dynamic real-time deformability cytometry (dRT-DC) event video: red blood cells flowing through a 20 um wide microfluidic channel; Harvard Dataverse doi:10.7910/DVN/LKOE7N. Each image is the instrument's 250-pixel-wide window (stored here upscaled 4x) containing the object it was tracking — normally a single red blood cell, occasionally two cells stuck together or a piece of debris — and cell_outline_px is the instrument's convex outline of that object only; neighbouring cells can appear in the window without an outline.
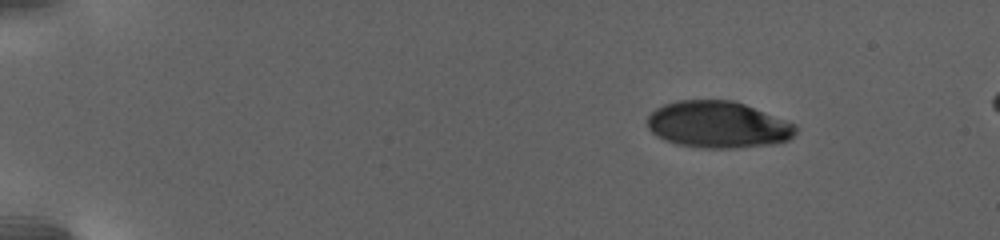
{"species": "human", "species_latin": "Homo sapiens", "temperature_condition": "warm", "stored_images_in_passage": 63, "camera_frame_rate_fps": 3000, "um_per_image_px": 0.085, "donor": {"sex": "female"}, "frame": {"image": 1, "passage_image": 1, "time_ms": 0.0, "image_size_px": [1000, 240], "cell_outline_px": [[796, 132], [788, 140], [772, 144], [736, 148], [696, 148], [676, 144], [664, 140], [656, 136], [648, 128], [648, 116], [656, 108], [664, 104], [676, 100], [732, 100], [744, 104], [796, 124]], "centroid_in_image_um": [61.0, 10.6], "position_along_channel_um": 24.0, "area_um2": 40.46}}
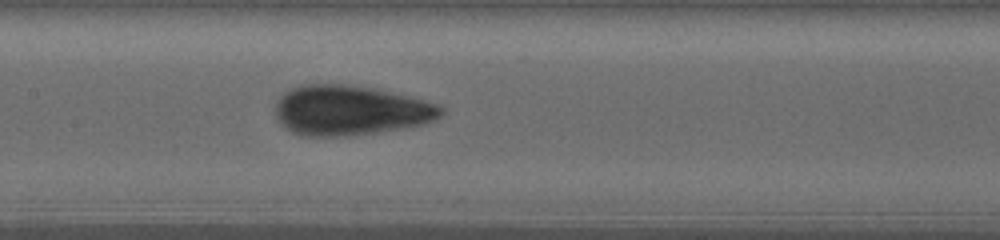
{"frame": {"image": 2, "passage_image": 28, "time_ms": 10.0, "image_size_px": [1000, 240], "cell_outline_px": [[444, 112], [436, 120], [424, 124], [404, 128], [348, 136], [300, 136], [284, 128], [280, 124], [276, 116], [276, 104], [280, 96], [284, 92], [300, 84], [344, 84], [376, 88], [440, 104], [444, 108]], "centroid_in_image_um": [29.77, 9.38], "position_along_channel_um": 177.6, "area_um2": 48.61}}
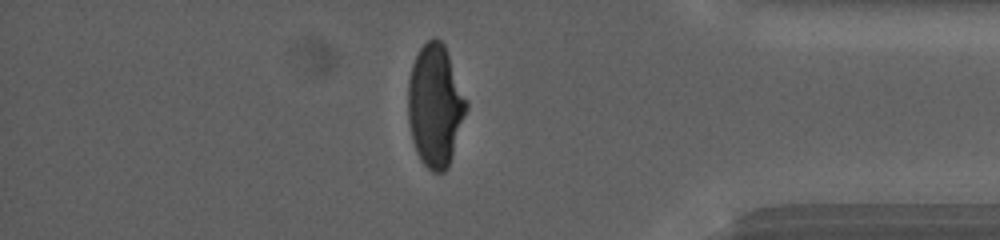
{"frame": {"image": 3, "passage_image": 54, "time_ms": 19.0, "image_size_px": [1000, 240], "cell_outline_px": [[468, 108], [448, 168], [444, 172], [432, 172], [420, 160], [416, 152], [412, 140], [408, 120], [408, 80], [412, 64], [420, 48], [432, 36], [440, 40], [444, 44], [468, 104]], "centroid_in_image_um": [36.98, 9.0], "position_along_channel_um": 398.2, "area_um2": 41.44}, "authors_computed_cell_mechanics": {"area_um2": 44.6794, "velocity_mm_per_s": 2.6898, "shape_relaxation_time_tau1_ms": 6.9715, "shape_relaxation_time_tau2_ms": null, "deformation_change_tau1": 0.2091, "deformation_change_tau2": null}}